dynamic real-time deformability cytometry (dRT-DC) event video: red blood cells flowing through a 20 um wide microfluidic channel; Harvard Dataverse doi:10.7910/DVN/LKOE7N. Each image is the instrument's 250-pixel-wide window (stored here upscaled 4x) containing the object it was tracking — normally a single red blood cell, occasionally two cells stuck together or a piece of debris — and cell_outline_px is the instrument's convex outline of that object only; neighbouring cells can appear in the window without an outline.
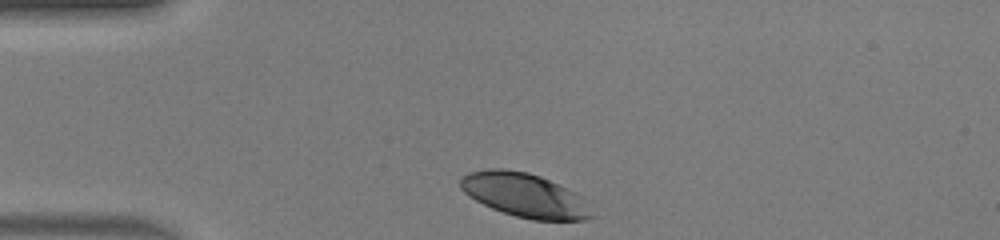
{"species": "human", "species_latin": "Homo sapiens", "temperature_condition": "warm", "stored_images_in_passage": 30, "camera_frame_rate_fps": 3000, "um_per_image_px": 0.085, "donor": {"sex": "male"}, "frame": {"image": 1, "passage_image": 1, "time_ms": 0.0, "image_size_px": [1000, 240], "cell_outline_px": [[596, 216], [584, 220], [532, 220], [516, 216], [492, 208], [476, 200], [464, 192], [460, 188], [460, 176], [468, 172], [488, 168], [504, 168], [528, 172], [540, 176], [576, 192], [584, 196], [588, 200]], "centroid_in_image_um": [44.66, 16.59], "position_along_channel_um": 40.3, "area_um2": 34.16}}
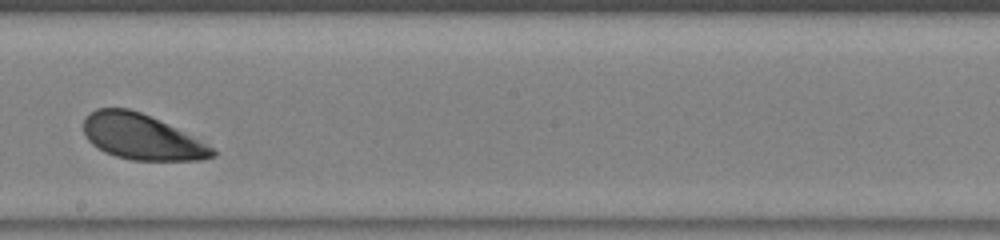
{"frame": {"image": 2, "passage_image": 18, "time_ms": 5.667, "image_size_px": [1000, 240], "cell_outline_px": [[216, 156], [204, 160], [132, 160], [116, 156], [104, 152], [92, 144], [84, 136], [84, 120], [96, 108], [128, 108], [140, 112], [216, 148]], "centroid_in_image_um": [12.03, 11.66], "position_along_channel_um": 236.2, "area_um2": 33.7}}
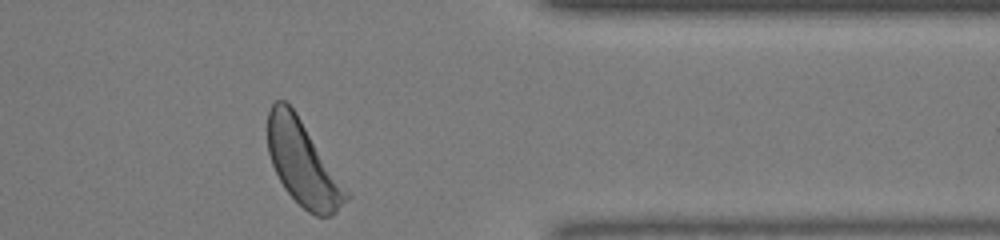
{"frame": {"image": 3, "passage_image": 30, "time_ms": 9.667, "image_size_px": [1000, 240], "cell_outline_px": [[352, 196], [332, 216], [316, 216], [308, 212], [284, 188], [272, 164], [268, 152], [268, 112], [272, 104], [276, 100], [284, 100], [296, 112]], "centroid_in_image_um": [25.76, 13.89], "position_along_channel_um": 385.6, "area_um2": 38.26}, "authors_computed_cell_mechanics": {"area_um2": 35.6626, "velocity_mm_per_s": 4.0799, "shape_relaxation_time_tau1_ms": 1.3556, "shape_relaxation_time_tau2_ms": null, "deformation_change_tau1": 0.1107, "deformation_change_tau2": null}}